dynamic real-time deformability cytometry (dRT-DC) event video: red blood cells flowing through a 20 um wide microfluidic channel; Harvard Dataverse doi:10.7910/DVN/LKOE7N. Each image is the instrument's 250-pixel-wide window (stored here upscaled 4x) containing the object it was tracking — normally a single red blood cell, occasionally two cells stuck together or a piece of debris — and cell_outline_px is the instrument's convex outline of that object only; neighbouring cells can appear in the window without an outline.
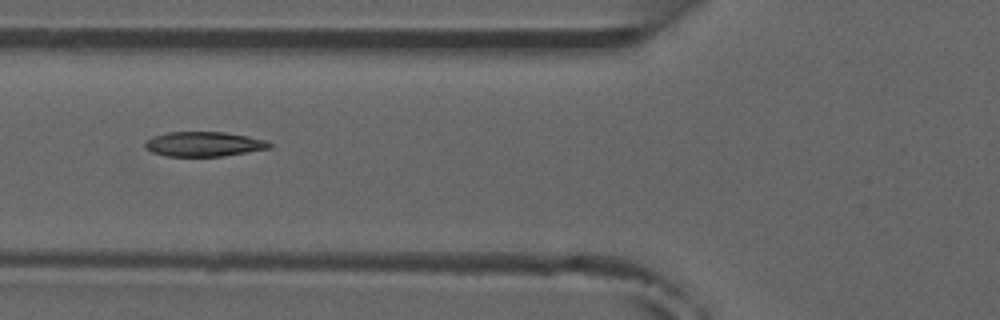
{"species": "common noctule bat (a hibernating species)", "species_latin": "Nyctalus noctula", "temperature_condition": "room temperature", "stored_images_in_passage": 10, "camera_frame_rate_fps": 3000, "um_per_image_px": 0.085, "animal": {"sex": "male", "forearm_length_mm": 52.5}, "frame": {"image": 1, "passage_image": 6, "time_ms": 6.0, "image_size_px": [1000, 320], "cell_outline_px": [[272, 144], [268, 148], [224, 156], [168, 156], [152, 152], [144, 148], [144, 144], [152, 136], [168, 132], [224, 132], [248, 136], [268, 140]], "centroid_in_image_um": [17.32, 12.24], "position_along_channel_um": 108.5, "area_um2": 17.86}}
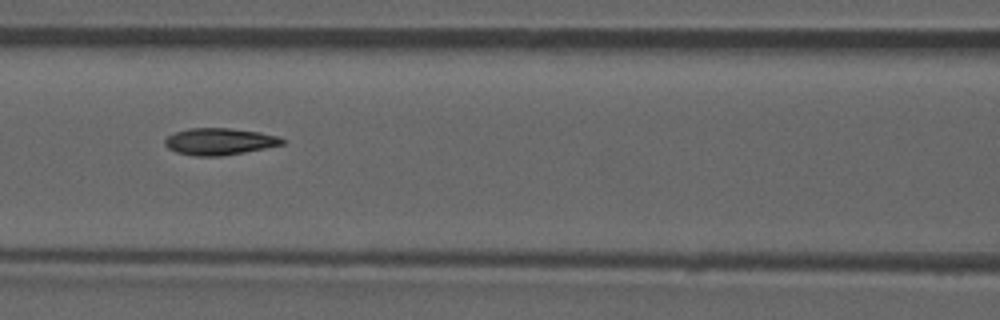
{"frame": {"image": 2, "passage_image": 7, "time_ms": 7.0, "image_size_px": [1000, 320], "cell_outline_px": [[288, 140], [284, 144], [244, 152], [220, 156], [192, 156], [176, 152], [168, 148], [164, 144], [164, 140], [168, 136], [176, 132], [188, 128], [228, 128], [260, 132], [280, 136]], "centroid_in_image_um": [18.67, 12.02], "position_along_channel_um": 147.9, "area_um2": 18.44}}